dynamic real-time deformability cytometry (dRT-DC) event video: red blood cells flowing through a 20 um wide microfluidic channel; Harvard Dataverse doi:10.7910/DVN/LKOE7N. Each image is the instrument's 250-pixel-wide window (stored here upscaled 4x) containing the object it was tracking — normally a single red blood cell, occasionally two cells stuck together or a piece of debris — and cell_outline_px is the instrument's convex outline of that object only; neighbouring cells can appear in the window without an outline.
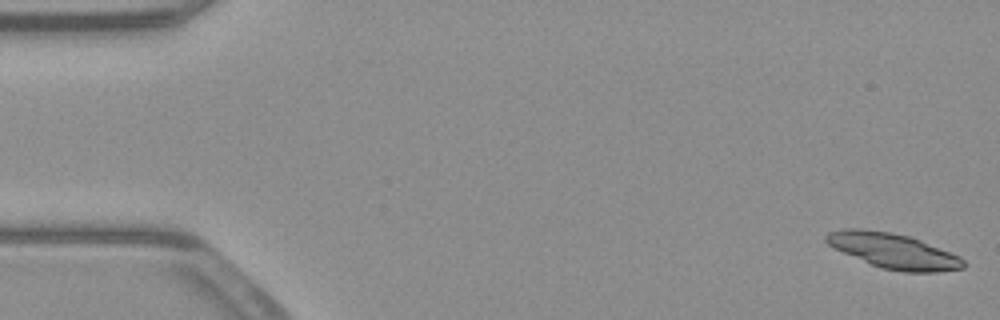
{"species": "common noctule bat (a hibernating species)", "species_latin": "Nyctalus noctula", "temperature_condition": "warm", "stored_images_in_passage": 50, "camera_frame_rate_fps": 3000, "um_per_image_px": 0.085, "animal": {"sex": "male", "body_mass_g": 23.1, "forearm_length_mm": 52.7}, "frame": {"image": 1, "passage_image": 1, "time_ms": 0.0, "image_size_px": [1000, 320], "cell_outline_px": [[964, 268], [940, 272], [904, 272], [880, 268], [844, 252], [828, 244], [824, 240], [824, 236], [828, 232], [844, 228], [860, 228], [888, 232], [908, 236], [920, 240], [960, 256], [964, 260]], "centroid_in_image_um": [75.94, 21.33], "position_along_channel_um": 9.1, "area_um2": 27.86}}
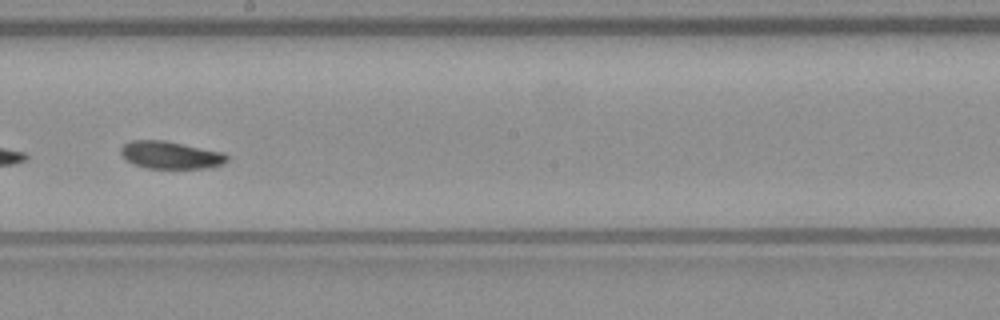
{"frame": {"image": 2, "passage_image": 30, "time_ms": 9.667, "image_size_px": [1000, 320], "cell_outline_px": [[228, 160], [220, 164], [208, 168], [144, 168], [128, 160], [120, 152], [120, 148], [128, 140], [164, 140], [224, 152], [228, 156]], "centroid_in_image_um": [14.5, 13.16], "position_along_channel_um": 233.7, "area_um2": 16.94}}
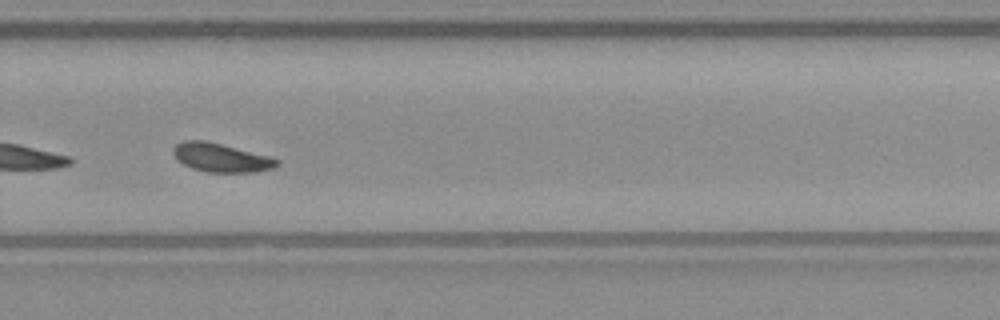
{"frame": {"image": 3, "passage_image": 36, "time_ms": 11.667, "image_size_px": [1000, 320], "cell_outline_px": [[280, 164], [272, 168], [256, 172], [208, 172], [192, 168], [176, 160], [172, 152], [172, 148], [176, 144], [184, 140], [204, 140], [268, 156], [280, 160]], "centroid_in_image_um": [18.75, 13.4], "position_along_channel_um": 311.1, "area_um2": 17.22}, "authors_computed_cell_mechanics": {"area_um2": 17.3689, "velocity_mm_per_s": 3.8827, "shape_relaxation_time_tau1_ms": null, "shape_relaxation_time_tau2_ms": 5.3474, "deformation_change_tau1": null, "deformation_change_tau2": 0.1059}}